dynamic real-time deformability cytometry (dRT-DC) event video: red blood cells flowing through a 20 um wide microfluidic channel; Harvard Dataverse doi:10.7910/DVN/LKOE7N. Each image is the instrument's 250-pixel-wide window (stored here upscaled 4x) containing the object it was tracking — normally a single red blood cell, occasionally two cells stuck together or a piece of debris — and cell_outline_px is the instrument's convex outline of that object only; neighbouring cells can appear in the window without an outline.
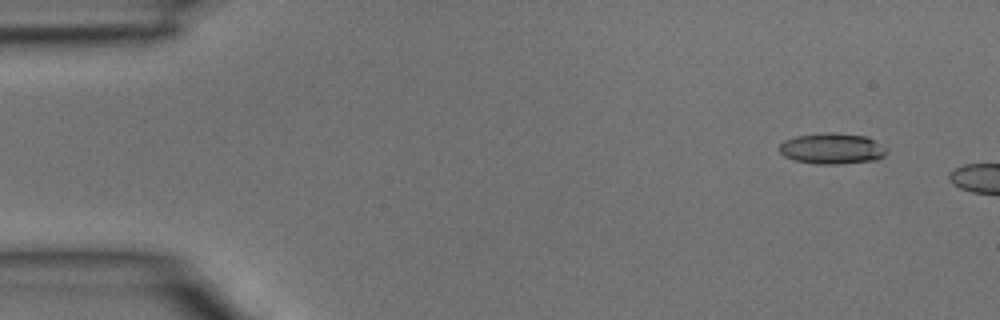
{"species": "common noctule bat (a hibernating species)", "species_latin": "Nyctalus noctula", "temperature_condition": "room temperature", "stored_images_in_passage": 5, "camera_frame_rate_fps": 3000, "um_per_image_px": 0.085, "animal": {"sex": "male", "body_mass_g": 15.6}, "frame": {"image": 1, "passage_image": 2, "time_ms": 0.333, "image_size_px": [1000, 320], "cell_outline_px": [[888, 152], [884, 156], [876, 160], [840, 164], [816, 164], [792, 160], [784, 156], [780, 152], [780, 144], [784, 140], [796, 136], [864, 136], [872, 140], [884, 148]], "centroid_in_image_um": [70.69, 12.71], "position_along_channel_um": 14.3, "area_um2": 18.15}}